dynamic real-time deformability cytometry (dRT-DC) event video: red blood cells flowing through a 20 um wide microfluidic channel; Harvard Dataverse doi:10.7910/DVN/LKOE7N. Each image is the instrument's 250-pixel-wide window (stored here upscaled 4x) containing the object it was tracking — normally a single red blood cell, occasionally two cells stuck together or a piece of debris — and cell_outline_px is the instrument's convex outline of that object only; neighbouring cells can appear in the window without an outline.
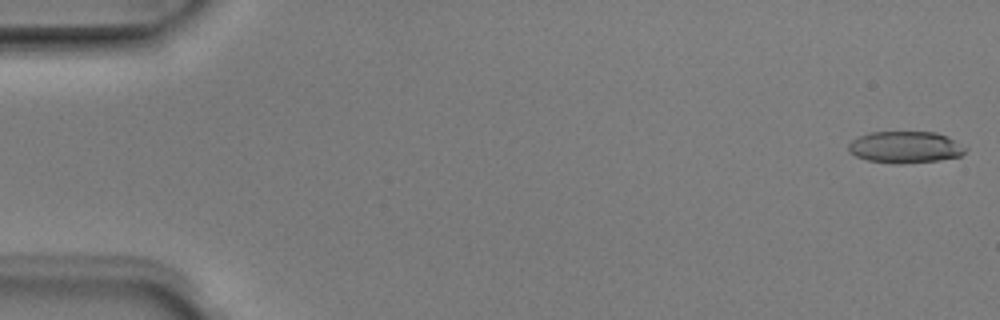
{"species": "Egyptian fruit bat (a non-hibernating species)", "species_latin": "Rousettus aegyptiacus", "temperature_condition": "room temperature", "stored_images_in_passage": 3, "camera_frame_rate_fps": 3000, "um_per_image_px": 0.085, "animal": {"sex": "male"}, "frame": {"image": 1, "passage_image": 1, "time_ms": 0.0, "image_size_px": [1000, 320], "cell_outline_px": [[968, 148], [960, 156], [940, 160], [900, 164], [892, 164], [868, 160], [856, 156], [848, 152], [848, 144], [852, 140], [860, 136], [872, 132], [936, 132], [948, 136]], "centroid_in_image_um": [76.95, 12.51], "position_along_channel_um": 8.0, "area_um2": 21.73}}
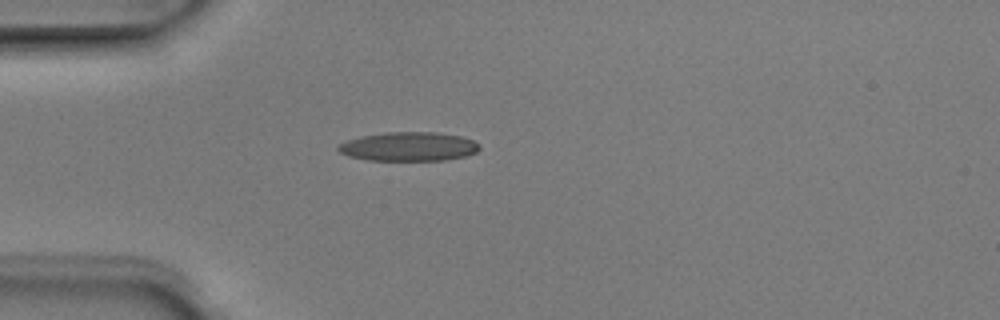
{"frame": {"image": 2, "passage_image": 3, "time_ms": 0.667, "image_size_px": [1000, 320], "cell_outline_px": [[480, 148], [476, 152], [464, 156], [448, 160], [368, 160], [348, 156], [340, 152], [336, 148], [340, 144], [348, 140], [360, 136], [388, 132], [436, 132], [460, 136], [472, 140], [480, 144]], "centroid_in_image_um": [34.74, 12.46], "position_along_channel_um": 50.3, "area_um2": 23.81}}